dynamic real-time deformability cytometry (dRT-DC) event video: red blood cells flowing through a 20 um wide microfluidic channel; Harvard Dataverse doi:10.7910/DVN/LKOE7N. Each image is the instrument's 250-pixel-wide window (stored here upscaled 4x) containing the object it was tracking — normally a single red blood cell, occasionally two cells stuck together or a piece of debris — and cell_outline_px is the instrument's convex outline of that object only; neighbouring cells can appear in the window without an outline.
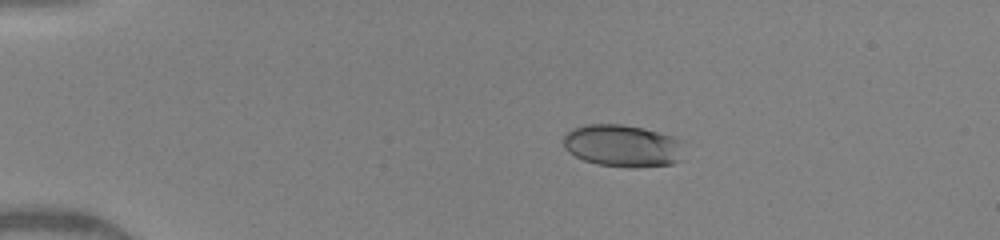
{"species": "human", "species_latin": "Homo sapiens", "temperature_condition": "warm", "stored_images_in_passage": 3, "camera_frame_rate_fps": 3000, "um_per_image_px": 0.085, "donor": {"sex": "female"}, "frame": {"image": 1, "passage_image": 1, "time_ms": 0.0, "image_size_px": [1000, 240], "cell_outline_px": [[680, 160], [672, 164], [636, 168], [628, 168], [596, 164], [584, 160], [568, 152], [564, 148], [564, 136], [572, 128], [584, 124], [624, 124], [644, 128], [672, 136], [680, 140]], "centroid_in_image_um": [52.88, 12.39], "position_along_channel_um": 32.1, "area_um2": 29.77}}
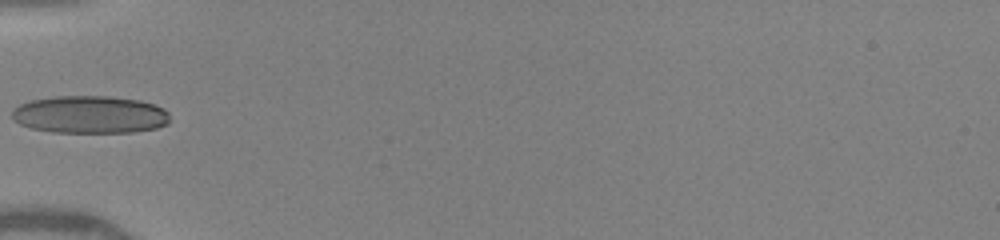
{"frame": {"image": 2, "passage_image": 3, "time_ms": 2.667, "image_size_px": [1000, 240], "cell_outline_px": [[168, 124], [156, 128], [132, 132], [52, 132], [32, 128], [20, 124], [12, 120], [12, 112], [20, 104], [28, 100], [56, 96], [108, 96], [140, 100], [156, 104], [164, 108], [168, 112]], "centroid_in_image_um": [7.65, 9.73], "position_along_channel_um": 77.4, "area_um2": 34.74}}